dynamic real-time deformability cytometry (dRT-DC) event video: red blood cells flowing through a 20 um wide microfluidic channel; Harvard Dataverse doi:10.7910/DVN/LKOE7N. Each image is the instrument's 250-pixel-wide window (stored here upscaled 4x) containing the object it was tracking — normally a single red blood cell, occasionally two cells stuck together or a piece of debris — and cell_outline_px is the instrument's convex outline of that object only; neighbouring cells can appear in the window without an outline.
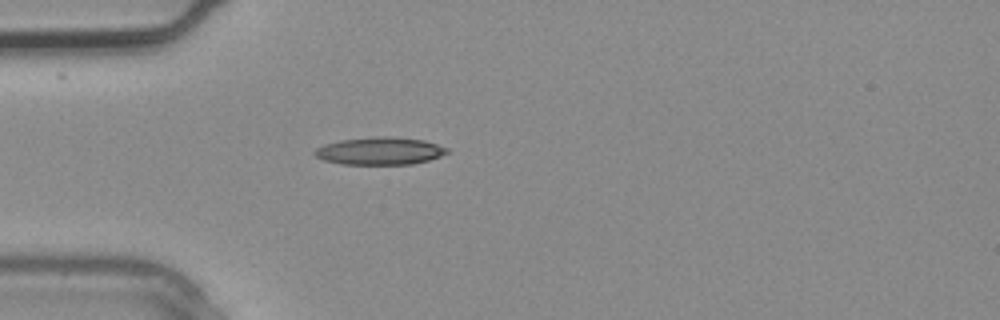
{"species": "common noctule bat (a hibernating species)", "species_latin": "Nyctalus noctula", "temperature_condition": "warm", "stored_images_in_passage": 1, "camera_frame_rate_fps": 3000, "um_per_image_px": 0.085, "animal": {"sex": "male", "body_mass_g": 20.4}, "frame": {"image": 1, "passage_image": 1, "time_ms": 0.0, "image_size_px": [1000, 320], "cell_outline_px": [[448, 152], [440, 156], [428, 160], [412, 164], [340, 164], [324, 160], [316, 156], [312, 152], [316, 148], [324, 144], [340, 140], [376, 136], [384, 136], [424, 140], [448, 148]], "centroid_in_image_um": [32.25, 12.83], "position_along_channel_um": 52.7, "area_um2": 21.15}}